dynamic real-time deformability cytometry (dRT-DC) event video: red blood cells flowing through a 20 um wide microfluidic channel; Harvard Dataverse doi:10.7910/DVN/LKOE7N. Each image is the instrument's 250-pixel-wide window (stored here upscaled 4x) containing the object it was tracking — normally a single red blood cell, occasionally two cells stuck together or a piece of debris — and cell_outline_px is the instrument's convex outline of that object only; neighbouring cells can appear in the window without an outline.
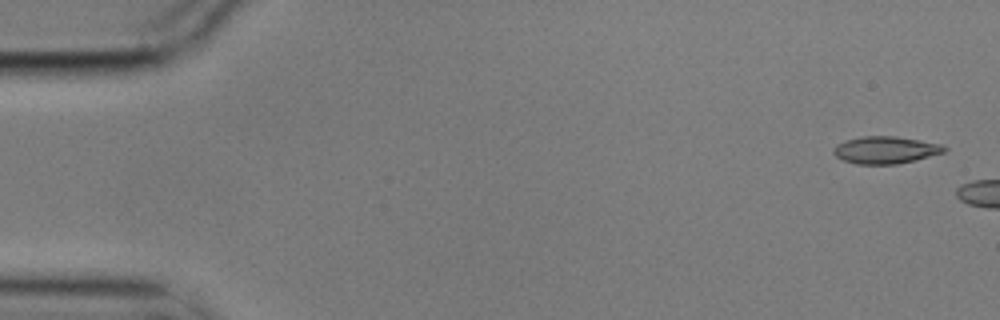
{"species": "common noctule bat (a hibernating species)", "species_latin": "Nyctalus noctula", "temperature_condition": "cold", "stored_images_in_passage": 3, "camera_frame_rate_fps": 3000, "um_per_image_px": 0.085, "animal": {"sex": "male", "body_mass_g": 17.9}, "frame": {"image": 1, "passage_image": 1, "time_ms": 0.0, "image_size_px": [1000, 320], "cell_outline_px": [[948, 148], [944, 152], [916, 160], [896, 164], [856, 164], [844, 160], [836, 156], [832, 152], [832, 148], [836, 144], [848, 140], [864, 136], [896, 136], [920, 140], [940, 144]], "centroid_in_image_um": [75.26, 12.75], "position_along_channel_um": 9.7, "area_um2": 17.51}}